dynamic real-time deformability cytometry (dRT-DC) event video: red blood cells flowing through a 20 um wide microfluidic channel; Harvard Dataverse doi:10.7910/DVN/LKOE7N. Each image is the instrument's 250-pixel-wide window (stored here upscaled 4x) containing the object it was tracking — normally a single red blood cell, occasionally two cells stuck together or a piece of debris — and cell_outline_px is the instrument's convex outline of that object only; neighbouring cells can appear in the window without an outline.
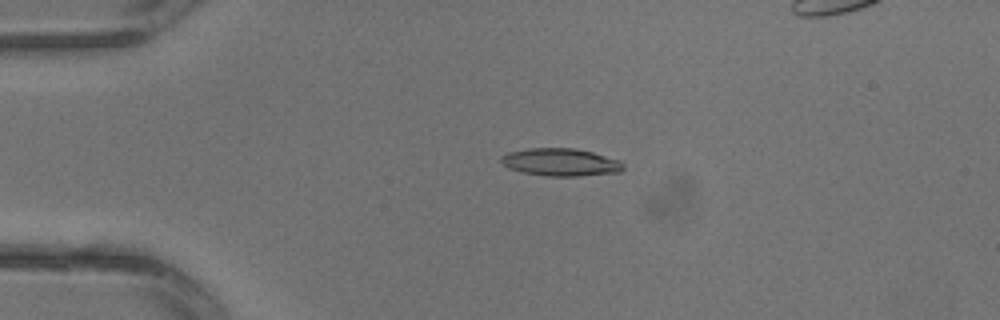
{"species": "common noctule bat (a hibernating species)", "species_latin": "Nyctalus noctula", "temperature_condition": "warm", "stored_images_in_passage": 2, "camera_frame_rate_fps": 3000, "um_per_image_px": 0.085, "animal": {"sex": "male", "body_mass_g": 13.3}, "frame": {"image": 1, "passage_image": 1, "time_ms": 0.0, "image_size_px": [1000, 320], "cell_outline_px": [[624, 168], [620, 172], [576, 176], [548, 176], [524, 172], [508, 168], [500, 160], [500, 156], [508, 152], [528, 148], [576, 148], [592, 152], [620, 160], [624, 164]], "centroid_in_image_um": [47.66, 13.78], "position_along_channel_um": 37.3, "area_um2": 19.65}}